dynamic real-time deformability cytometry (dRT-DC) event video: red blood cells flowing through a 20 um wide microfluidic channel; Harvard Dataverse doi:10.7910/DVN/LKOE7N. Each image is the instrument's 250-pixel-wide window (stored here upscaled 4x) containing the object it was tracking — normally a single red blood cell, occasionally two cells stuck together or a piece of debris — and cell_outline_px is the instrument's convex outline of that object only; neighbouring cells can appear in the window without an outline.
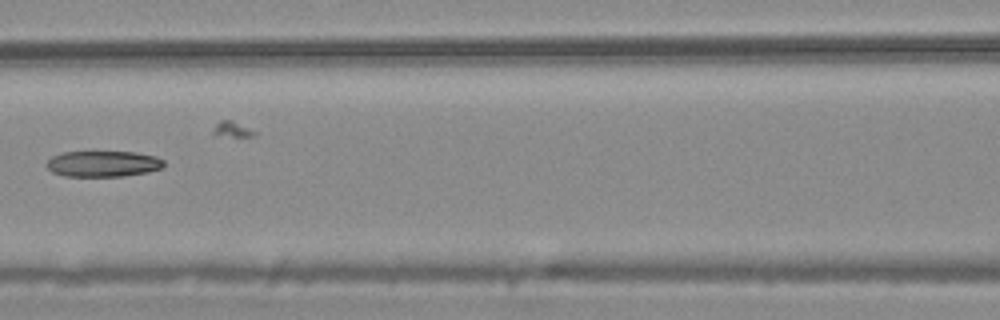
{"species": "common noctule bat (a hibernating species)", "species_latin": "Nyctalus noctula", "temperature_condition": "warm", "stored_images_in_passage": 8, "camera_frame_rate_fps": 3000, "um_per_image_px": 0.085, "animal": {"sex": "male", "body_mass_g": 20.4}, "frame": {"image": 1, "passage_image": 6, "time_ms": 1.667, "image_size_px": [1000, 320], "cell_outline_px": [[164, 168], [148, 172], [124, 176], [64, 176], [52, 172], [44, 164], [52, 156], [64, 152], [136, 152], [156, 156], [164, 160]], "centroid_in_image_um": [8.78, 13.92], "position_along_channel_um": 157.8, "area_um2": 17.86}}